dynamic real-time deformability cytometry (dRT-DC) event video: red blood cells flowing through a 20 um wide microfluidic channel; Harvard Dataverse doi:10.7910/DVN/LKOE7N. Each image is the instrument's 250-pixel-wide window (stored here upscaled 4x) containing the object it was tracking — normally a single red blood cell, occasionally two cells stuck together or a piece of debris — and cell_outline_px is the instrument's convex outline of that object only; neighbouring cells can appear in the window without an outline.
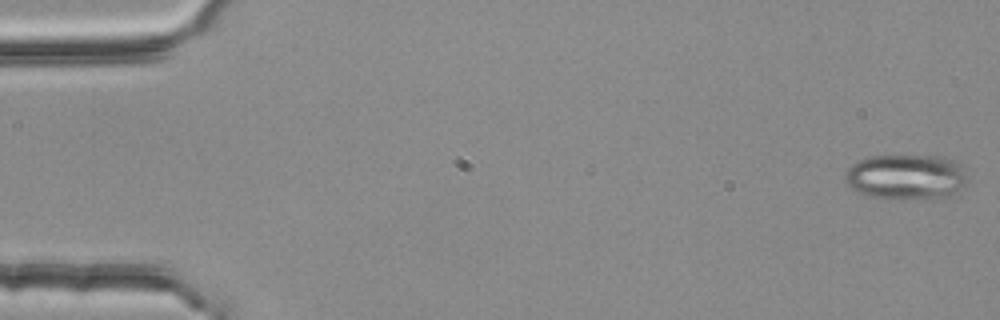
{"species": "common noctule bat (a hibernating species)", "species_latin": "Nyctalus noctula", "temperature_condition": "room temperature", "stored_images_in_passage": 4, "camera_frame_rate_fps": 3000, "um_per_image_px": 0.085, "animal": {"sex": "female", "body_mass_g": 25.1}, "frame": {"image": 1, "passage_image": 1, "time_ms": 0.0, "image_size_px": [1000, 320], "cell_outline_px": [[964, 184], [944, 200], [900, 200], [868, 196], [852, 188], [848, 184], [844, 176], [848, 168], [852, 164], [860, 160], [872, 156], [944, 156], [960, 164], [964, 176]], "centroid_in_image_um": [77.01, 15.07], "position_along_channel_um": 8.0, "area_um2": 32.48}}